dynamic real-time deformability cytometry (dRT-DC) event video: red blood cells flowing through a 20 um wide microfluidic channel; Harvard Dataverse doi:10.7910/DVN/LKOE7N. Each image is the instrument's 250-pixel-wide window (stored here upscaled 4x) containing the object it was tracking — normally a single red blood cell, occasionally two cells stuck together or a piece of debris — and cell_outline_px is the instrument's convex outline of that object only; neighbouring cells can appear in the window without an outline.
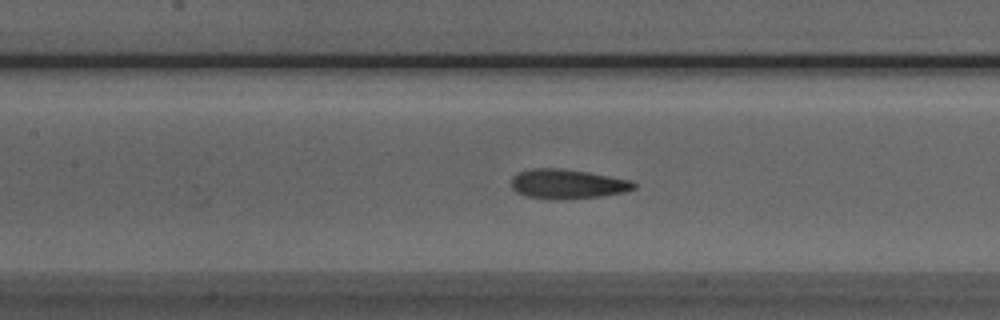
{"species": "Egyptian fruit bat (a non-hibernating species)", "species_latin": "Rousettus aegyptiacus", "temperature_condition": "room temperature", "stored_images_in_passage": 37, "camera_frame_rate_fps": 3000, "um_per_image_px": 0.085, "animal": {"sex": "male"}, "frame": {"image": 1, "passage_image": 8, "time_ms": 2.333, "image_size_px": [1000, 320], "cell_outline_px": [[636, 188], [624, 192], [600, 196], [564, 200], [528, 196], [516, 192], [512, 188], [512, 176], [520, 172], [532, 168], [560, 168], [588, 172], [632, 180], [636, 184]], "centroid_in_image_um": [48.25, 15.63], "position_along_channel_um": 159.1, "area_um2": 21.04}}
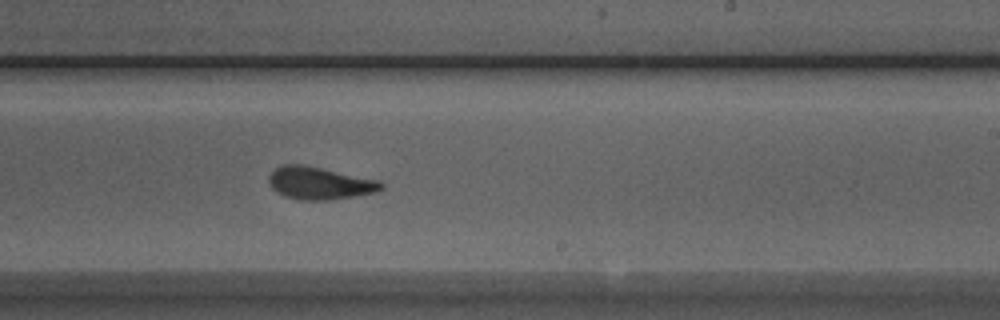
{"frame": {"image": 2, "passage_image": 16, "time_ms": 5.0, "image_size_px": [1000, 320], "cell_outline_px": [[384, 188], [376, 192], [328, 200], [300, 200], [284, 196], [276, 192], [272, 188], [268, 180], [268, 176], [276, 168], [284, 164], [304, 164], [380, 180], [384, 184]], "centroid_in_image_um": [27.16, 15.56], "position_along_channel_um": 261.8, "area_um2": 21.39}}
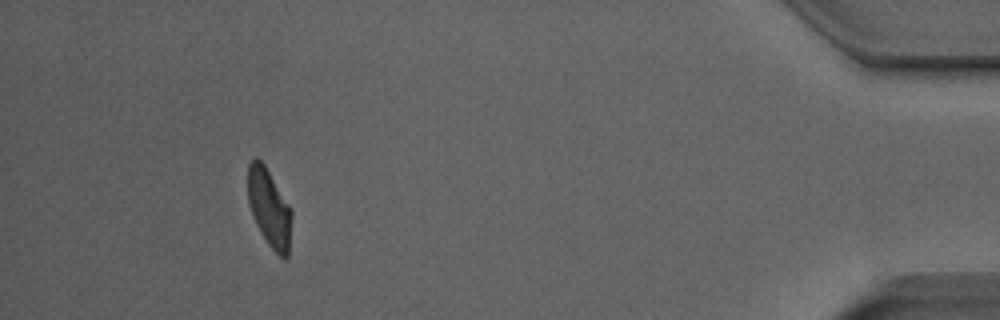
{"frame": {"image": 3, "passage_image": 33, "time_ms": 10.667, "image_size_px": [1000, 320], "cell_outline_px": [[292, 216], [288, 256], [284, 260], [268, 244], [256, 224], [248, 204], [248, 164], [256, 156], [264, 164], [288, 204], [292, 212]], "centroid_in_image_um": [22.88, 17.68], "position_along_channel_um": 412.3, "area_um2": 19.65}, "authors_computed_cell_mechanics": {"area_um2": 21.0392, "velocity_mm_per_s": 3.8645, "shape_relaxation_time_tau1_ms": 4.2665, "shape_relaxation_time_tau2_ms": 1.7125, "deformation_change_tau1": 0.1383, "deformation_change_tau2": 0.0769}}